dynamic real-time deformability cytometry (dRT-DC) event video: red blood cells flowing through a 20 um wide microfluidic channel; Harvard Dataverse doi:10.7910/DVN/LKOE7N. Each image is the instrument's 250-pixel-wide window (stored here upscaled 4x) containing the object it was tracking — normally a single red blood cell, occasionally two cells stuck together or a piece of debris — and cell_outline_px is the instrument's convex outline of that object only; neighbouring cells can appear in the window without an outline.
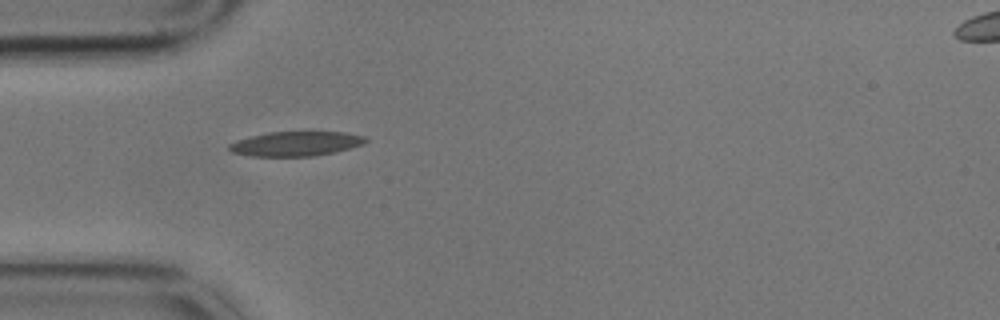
{"species": "common noctule bat (a hibernating species)", "species_latin": "Nyctalus noctula", "temperature_condition": "cold", "stored_images_in_passage": 7, "camera_frame_rate_fps": 3000, "um_per_image_px": 0.085, "animal": {"sex": "male", "body_mass_g": 17.9}, "frame": {"image": 1, "passage_image": 6, "time_ms": 1.667, "image_size_px": [1000, 320], "cell_outline_px": [[368, 140], [364, 144], [332, 152], [312, 156], [252, 156], [232, 152], [228, 148], [228, 144], [236, 140], [268, 132], [344, 132], [364, 136]], "centroid_in_image_um": [25.12, 12.21], "position_along_channel_um": 59.9, "area_um2": 19.31}}